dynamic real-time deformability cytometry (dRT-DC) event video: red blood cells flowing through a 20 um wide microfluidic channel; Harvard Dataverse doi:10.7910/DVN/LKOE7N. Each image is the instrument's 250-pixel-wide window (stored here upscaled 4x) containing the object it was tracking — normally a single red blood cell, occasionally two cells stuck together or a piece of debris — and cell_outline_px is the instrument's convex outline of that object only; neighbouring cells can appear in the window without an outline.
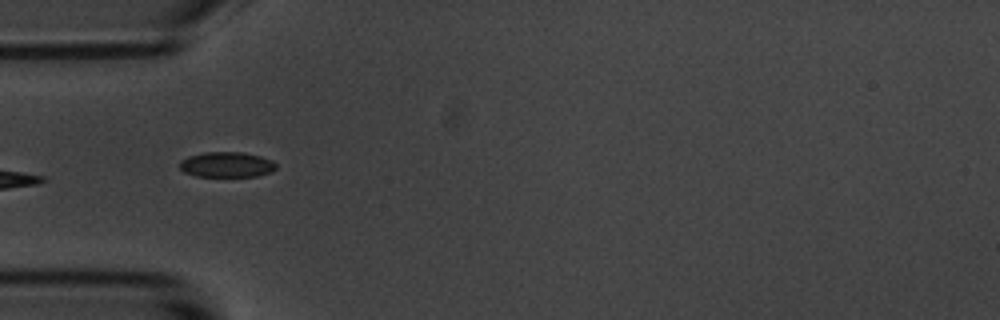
{"species": "common noctule bat (a hibernating species)", "species_latin": "Nyctalus noctula", "temperature_condition": "room temperature", "stored_images_in_passage": 8, "camera_frame_rate_fps": 3000, "um_per_image_px": 0.085, "animal": {"sex": "male", "body_mass_g": 20.1, "forearm_length_mm": 53.5}, "frame": {"image": 1, "passage_image": 5, "time_ms": 4.667, "image_size_px": [1000, 320], "cell_outline_px": [[276, 168], [272, 172], [256, 176], [196, 176], [184, 172], [180, 168], [180, 160], [188, 156], [204, 152], [244, 152], [260, 156], [272, 160], [276, 164]], "centroid_in_image_um": [19.27, 13.98], "position_along_channel_um": 65.7, "area_um2": 14.28}}
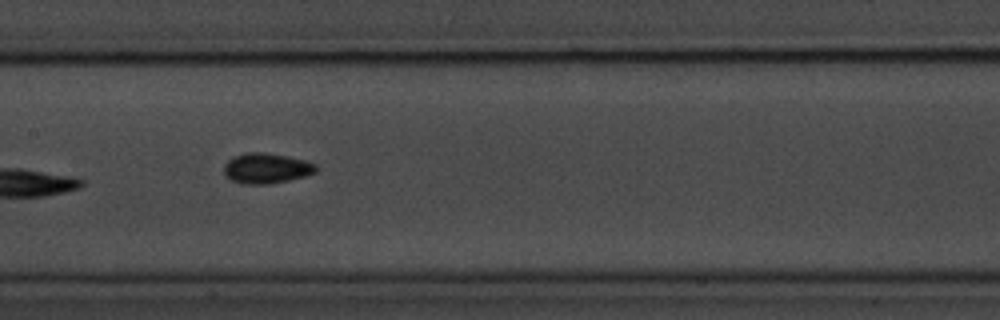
{"frame": {"image": 2, "passage_image": 8, "time_ms": 8.0, "image_size_px": [1000, 320], "cell_outline_px": [[316, 172], [304, 176], [288, 180], [268, 184], [244, 184], [232, 180], [224, 172], [224, 164], [232, 156], [244, 152], [264, 152], [288, 156], [304, 160], [316, 164]], "centroid_in_image_um": [22.62, 14.28], "position_along_channel_um": 184.8, "area_um2": 16.24}}